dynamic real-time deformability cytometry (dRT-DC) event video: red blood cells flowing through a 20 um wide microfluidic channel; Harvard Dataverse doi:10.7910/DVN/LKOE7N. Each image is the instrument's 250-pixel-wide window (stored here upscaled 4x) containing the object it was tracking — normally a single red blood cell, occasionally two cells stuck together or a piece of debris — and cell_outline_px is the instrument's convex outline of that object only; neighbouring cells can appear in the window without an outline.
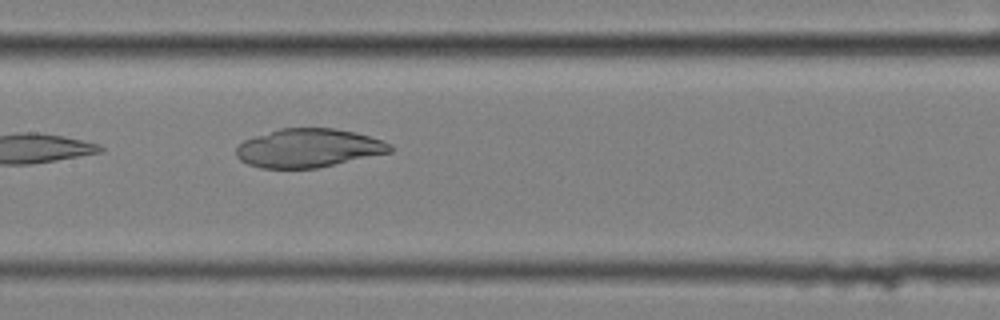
{"species": "common noctule bat (a hibernating species)", "species_latin": "Nyctalus noctula", "temperature_condition": "cold", "stored_images_in_passage": 8, "camera_frame_rate_fps": 3000, "um_per_image_px": 0.085, "animal": {"sex": "female", "body_mass_g": 25.1}, "frame": {"image": 1, "passage_image": 8, "time_ms": 2.333, "image_size_px": [1000, 320], "cell_outline_px": [[396, 148], [392, 152], [316, 168], [260, 168], [248, 164], [240, 160], [236, 156], [236, 148], [244, 140], [280, 128], [332, 128], [356, 132], [392, 144]], "centroid_in_image_um": [26.24, 12.58], "position_along_channel_um": 181.2, "area_um2": 34.56}}